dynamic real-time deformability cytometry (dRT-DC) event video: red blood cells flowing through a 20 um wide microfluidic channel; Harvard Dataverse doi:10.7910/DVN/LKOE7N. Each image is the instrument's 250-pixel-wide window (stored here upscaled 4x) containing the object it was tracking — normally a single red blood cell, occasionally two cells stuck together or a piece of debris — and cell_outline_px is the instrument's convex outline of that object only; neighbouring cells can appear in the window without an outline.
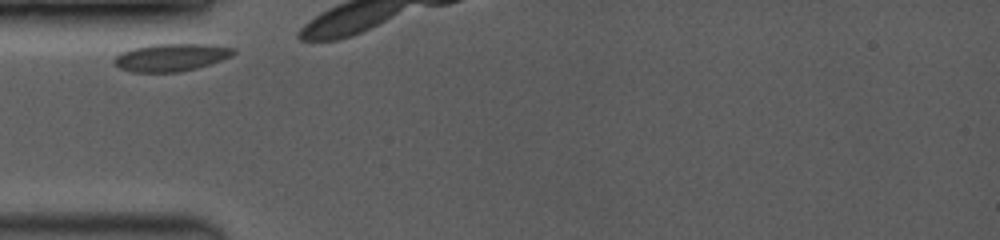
{"species": "common noctule bat (a hibernating species)", "species_latin": "Nyctalus noctula", "temperature_condition": "room temperature", "stored_images_in_passage": 4, "camera_frame_rate_fps": 3500, "um_per_image_px": 0.085, "animal": {"sex": "female", "body_mass_g": 19.0, "forearm_length_mm": 53.3}, "frame": {"image": 1, "passage_image": 1, "time_ms": 0.0, "image_size_px": [1000, 240], "cell_outline_px": [[236, 52], [232, 56], [196, 68], [180, 72], [132, 72], [120, 68], [112, 60], [120, 52], [132, 48], [152, 44], [208, 44], [236, 48]], "centroid_in_image_um": [14.53, 4.87], "position_along_channel_um": 70.5, "area_um2": 19.19}}